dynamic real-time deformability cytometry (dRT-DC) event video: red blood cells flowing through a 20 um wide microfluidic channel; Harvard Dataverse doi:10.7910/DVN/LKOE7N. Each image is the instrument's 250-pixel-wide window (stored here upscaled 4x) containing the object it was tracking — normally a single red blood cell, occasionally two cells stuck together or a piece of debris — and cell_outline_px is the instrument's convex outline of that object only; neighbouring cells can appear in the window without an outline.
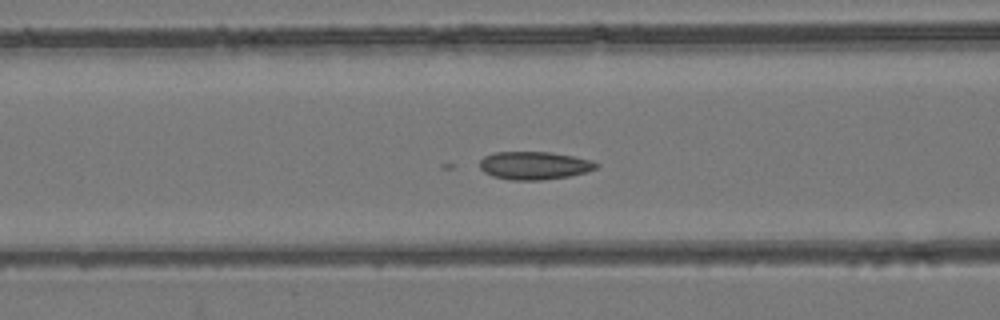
{"species": "common noctule bat (a hibernating species)", "species_latin": "Nyctalus noctula", "temperature_condition": "room temperature", "stored_images_in_passage": 55, "camera_frame_rate_fps": 3000, "um_per_image_px": 0.085, "animal": {"sex": "female", "body_mass_g": 24.6, "forearm_length_mm": 56.2}, "frame": {"image": 1, "passage_image": 23, "time_ms": 7.333, "image_size_px": [1000, 320], "cell_outline_px": [[600, 164], [596, 168], [588, 172], [568, 176], [540, 180], [508, 180], [492, 176], [484, 172], [480, 168], [480, 160], [484, 156], [492, 152], [552, 152], [592, 160]], "centroid_in_image_um": [45.41, 14.06], "position_along_channel_um": 121.2, "area_um2": 19.13}}
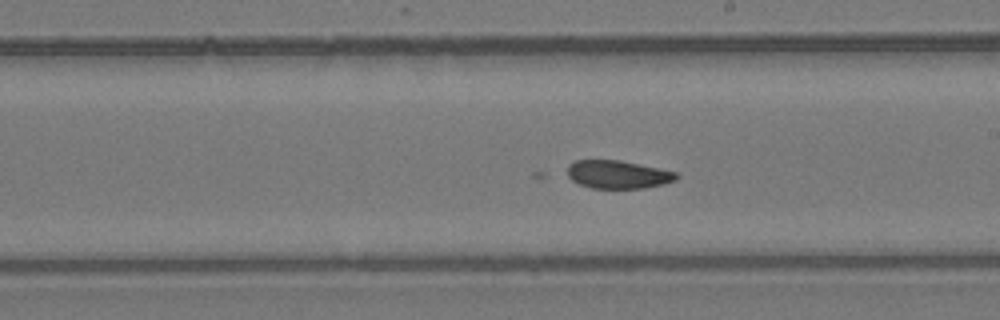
{"frame": {"image": 2, "passage_image": 32, "time_ms": 10.333, "image_size_px": [1000, 320], "cell_outline_px": [[680, 176], [676, 180], [664, 184], [644, 188], [592, 188], [580, 184], [572, 180], [568, 176], [568, 164], [576, 160], [620, 160], [676, 172]], "centroid_in_image_um": [52.53, 14.83], "position_along_channel_um": 236.5, "area_um2": 17.8}}
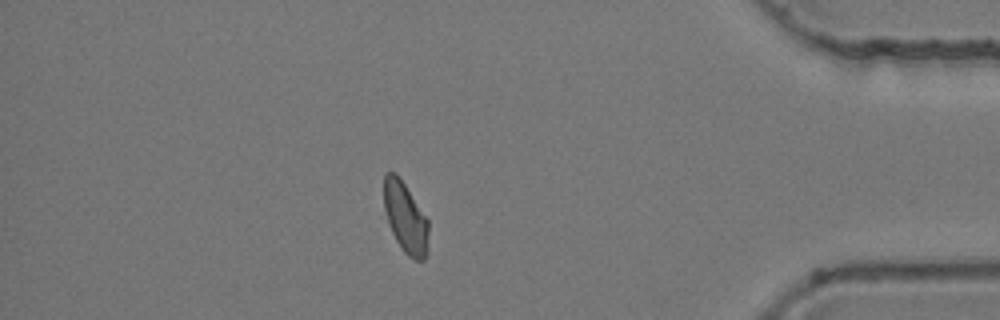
{"frame": {"image": 3, "passage_image": 48, "time_ms": 15.667, "image_size_px": [1000, 320], "cell_outline_px": [[428, 252], [424, 260], [416, 260], [408, 256], [404, 252], [396, 240], [388, 224], [384, 208], [384, 172], [396, 172], [400, 176], [428, 220]], "centroid_in_image_um": [34.46, 18.48], "position_along_channel_um": 400.7, "area_um2": 18.55}}